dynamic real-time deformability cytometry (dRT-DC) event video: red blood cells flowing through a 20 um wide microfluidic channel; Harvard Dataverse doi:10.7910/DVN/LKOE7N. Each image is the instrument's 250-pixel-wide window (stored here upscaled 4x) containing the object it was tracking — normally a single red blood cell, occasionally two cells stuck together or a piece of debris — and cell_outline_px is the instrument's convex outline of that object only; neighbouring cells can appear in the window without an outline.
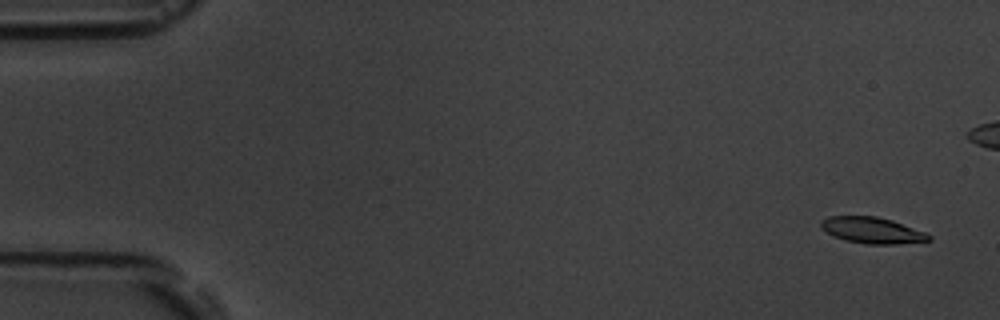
{"species": "common noctule bat (a hibernating species)", "species_latin": "Nyctalus noctula", "temperature_condition": "room temperature", "stored_images_in_passage": 6, "camera_frame_rate_fps": 3000, "um_per_image_px": 0.085, "animal": {"sex": "male", "body_mass_g": 19.5, "forearm_length_mm": 54.6}, "frame": {"image": 1, "passage_image": 1, "time_ms": 0.0, "image_size_px": [1000, 320], "cell_outline_px": [[932, 240], [896, 244], [864, 244], [844, 240], [832, 236], [820, 228], [820, 220], [828, 216], [876, 216], [892, 220], [924, 232], [932, 236]], "centroid_in_image_um": [74.08, 19.58], "position_along_channel_um": 10.9, "area_um2": 16.59}}